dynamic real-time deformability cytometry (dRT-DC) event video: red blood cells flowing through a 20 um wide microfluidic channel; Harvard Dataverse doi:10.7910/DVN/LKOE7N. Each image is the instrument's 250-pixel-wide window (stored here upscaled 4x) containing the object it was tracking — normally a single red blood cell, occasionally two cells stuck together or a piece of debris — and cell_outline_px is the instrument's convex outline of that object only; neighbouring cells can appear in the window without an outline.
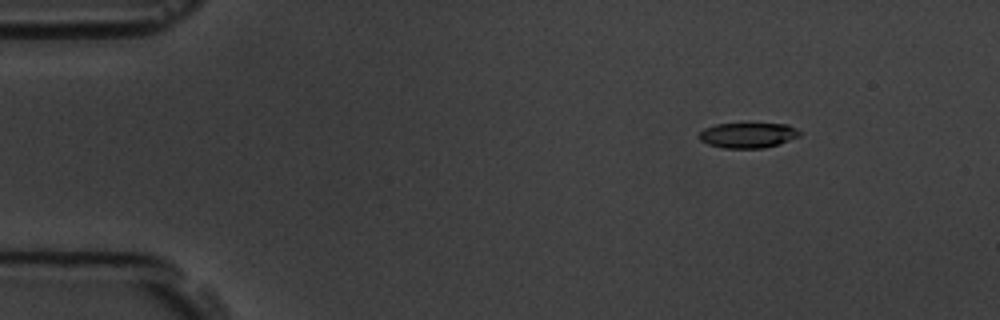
{"species": "common noctule bat (a hibernating species)", "species_latin": "Nyctalus noctula", "temperature_condition": "room temperature", "stored_images_in_passage": 51, "camera_frame_rate_fps": 3000, "um_per_image_px": 0.085, "animal": {"sex": "male", "body_mass_g": 19.5, "forearm_length_mm": 54.6}, "frame": {"image": 1, "passage_image": 1, "time_ms": 0.0, "image_size_px": [1000, 320], "cell_outline_px": [[800, 136], [764, 148], [724, 148], [708, 144], [700, 140], [700, 132], [704, 128], [716, 124], [788, 124], [796, 128], [800, 132]], "centroid_in_image_um": [63.56, 11.49], "position_along_channel_um": 21.4, "area_um2": 14.57}}
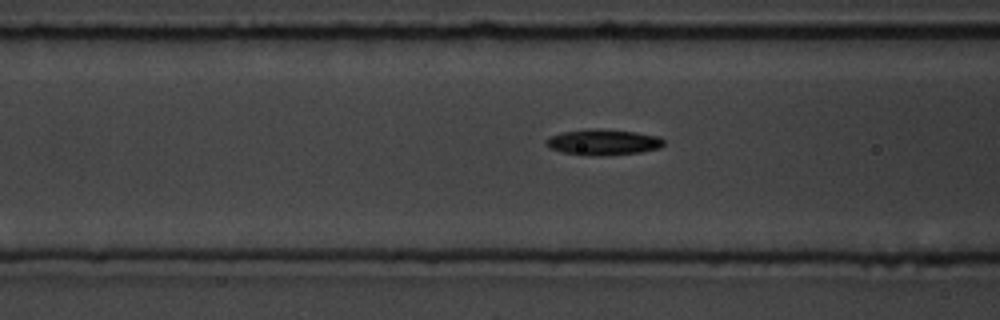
{"frame": {"image": 2, "passage_image": 16, "time_ms": 5.0, "image_size_px": [1000, 320], "cell_outline_px": [[664, 144], [660, 148], [640, 152], [600, 156], [584, 156], [560, 152], [548, 148], [544, 144], [544, 140], [552, 136], [564, 132], [636, 132], [660, 136], [664, 140]], "centroid_in_image_um": [51.27, 12.16], "position_along_channel_um": 115.3, "area_um2": 16.88}}
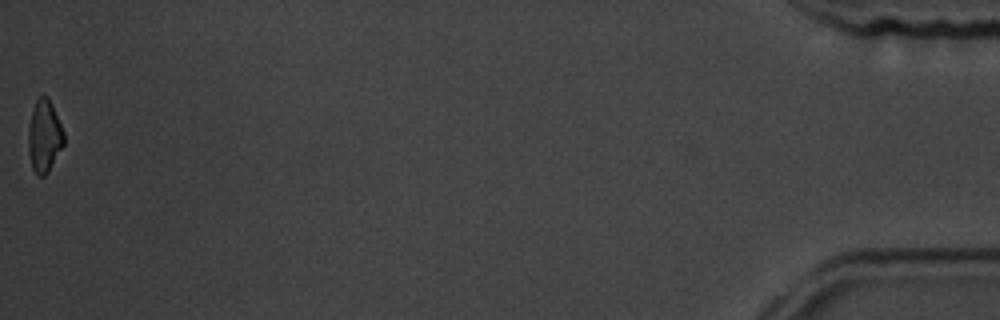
{"frame": {"image": 3, "passage_image": 51, "time_ms": 16.667, "image_size_px": [1000, 320], "cell_outline_px": [[64, 144], [48, 172], [44, 176], [36, 176], [32, 168], [28, 152], [28, 128], [32, 108], [36, 100], [40, 96], [48, 96], [52, 104], [64, 132]], "centroid_in_image_um": [3.75, 11.58], "position_along_channel_um": 431.4, "area_um2": 15.14}, "authors_computed_cell_mechanics": {"area_um2": 16.184, "velocity_mm_per_s": 3.5765, "shape_relaxation_time_tau1_ms": 2.0524, "shape_relaxation_time_tau2_ms": null, "deformation_change_tau1": 0.1368, "deformation_change_tau2": null}}